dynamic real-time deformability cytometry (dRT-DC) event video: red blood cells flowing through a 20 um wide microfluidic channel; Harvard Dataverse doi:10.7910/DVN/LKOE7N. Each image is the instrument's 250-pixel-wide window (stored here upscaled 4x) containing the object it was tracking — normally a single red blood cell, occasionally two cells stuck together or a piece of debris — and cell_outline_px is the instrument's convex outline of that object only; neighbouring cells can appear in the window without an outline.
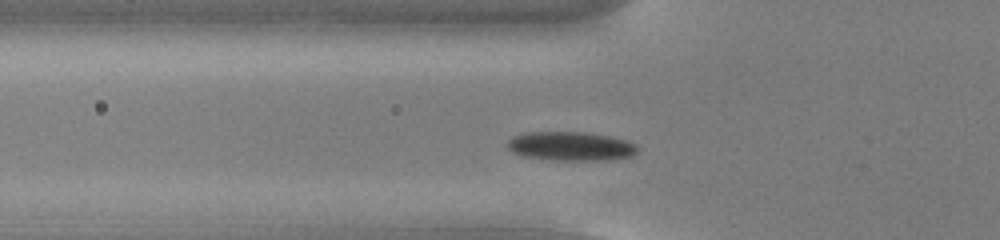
{"species": "common noctule bat (a hibernating species)", "species_latin": "Nyctalus noctula", "temperature_condition": "cold", "stored_images_in_passage": 44, "camera_frame_rate_fps": 3000, "um_per_image_px": 0.085, "animal": {"sex": "male", "body_mass_g": 13.0, "forearm_length_mm": 53.1}, "frame": {"image": 1, "passage_image": 8, "time_ms": 2.333, "image_size_px": [1000, 240], "cell_outline_px": [[640, 148], [632, 156], [608, 160], [548, 160], [524, 156], [512, 152], [508, 148], [508, 140], [512, 136], [528, 132], [584, 132], [608, 136], [628, 140], [636, 144]], "centroid_in_image_um": [48.53, 12.43], "position_along_channel_um": 77.3, "area_um2": 22.14}}
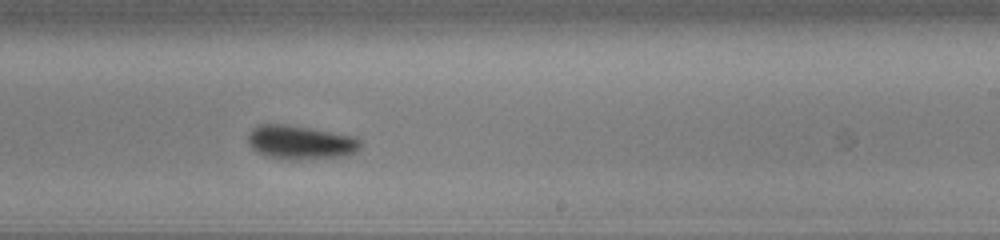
{"frame": {"image": 2, "passage_image": 23, "time_ms": 7.333, "image_size_px": [1000, 240], "cell_outline_px": [[360, 148], [356, 152], [344, 156], [296, 160], [280, 160], [256, 152], [248, 144], [248, 136], [252, 128], [260, 124], [288, 124], [352, 136], [360, 140]], "centroid_in_image_um": [25.5, 12.11], "position_along_channel_um": 263.5, "area_um2": 22.31}}
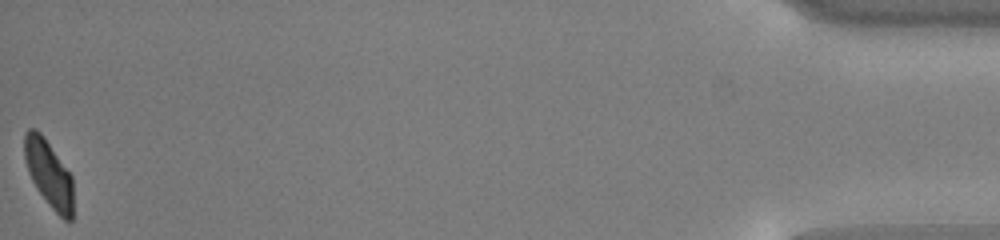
{"frame": {"image": 3, "passage_image": 44, "time_ms": 14.333, "image_size_px": [1000, 240], "cell_outline_px": [[72, 220], [64, 220], [52, 208], [36, 188], [28, 172], [24, 160], [24, 132], [28, 128], [36, 128], [44, 136], [72, 176]], "centroid_in_image_um": [4.12, 14.71], "position_along_channel_um": 431.1, "area_um2": 19.02}, "authors_computed_cell_mechanics": {"area_um2": 21.6461, "velocity_mm_per_s": 3.7311, "shape_relaxation_time_tau1_ms": 2.9871, "shape_relaxation_time_tau2_ms": 8.0992, "deformation_change_tau1": 0.0984, "deformation_change_tau2": 0.1108}}